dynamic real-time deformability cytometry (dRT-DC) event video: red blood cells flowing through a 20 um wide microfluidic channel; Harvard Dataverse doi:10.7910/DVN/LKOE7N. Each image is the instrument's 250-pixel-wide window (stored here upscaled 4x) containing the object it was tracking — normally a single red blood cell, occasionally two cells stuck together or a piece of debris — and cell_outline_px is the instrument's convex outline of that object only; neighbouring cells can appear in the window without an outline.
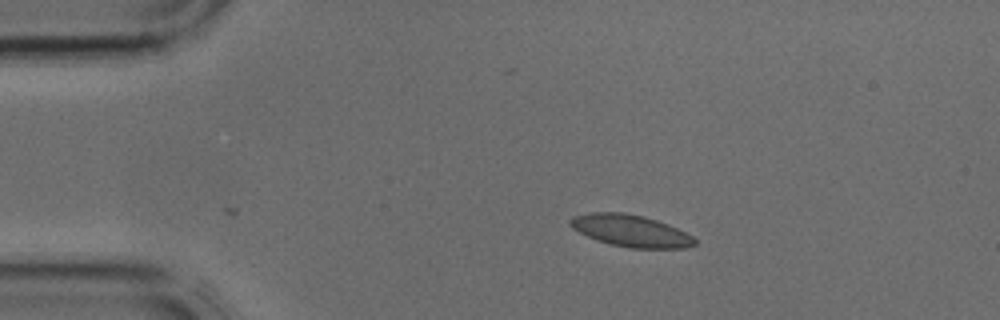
{"species": "common noctule bat (a hibernating species)", "species_latin": "Nyctalus noctula", "temperature_condition": "cold", "stored_images_in_passage": 2, "camera_frame_rate_fps": 3000, "um_per_image_px": 0.085, "animal": {"sex": "male", "body_mass_g": 17.9, "forearm_length_mm": 54.2}, "frame": {"image": 1, "passage_image": 2, "time_ms": 0.333, "image_size_px": [1000, 320], "cell_outline_px": [[696, 244], [684, 248], [632, 248], [612, 244], [596, 240], [572, 228], [568, 224], [568, 220], [576, 216], [592, 212], [624, 212], [644, 216], [668, 224], [692, 236], [696, 240]], "centroid_in_image_um": [53.6, 19.61], "position_along_channel_um": 31.4, "area_um2": 22.95}}